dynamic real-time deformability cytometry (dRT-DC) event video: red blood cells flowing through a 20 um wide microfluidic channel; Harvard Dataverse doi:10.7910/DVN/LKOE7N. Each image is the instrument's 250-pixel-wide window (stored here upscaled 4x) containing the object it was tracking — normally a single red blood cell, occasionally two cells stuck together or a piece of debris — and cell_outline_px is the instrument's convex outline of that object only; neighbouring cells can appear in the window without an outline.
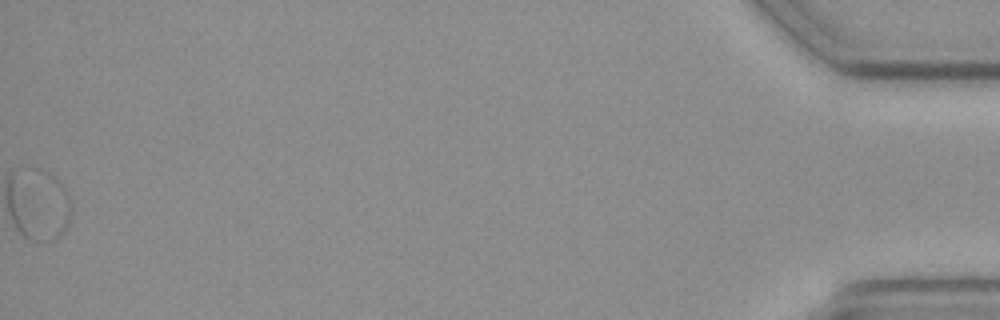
{"species": "common noctule bat (a hibernating species)", "species_latin": "Nyctalus noctula", "temperature_condition": "cold", "stored_images_in_passage": 57, "segment_of_instrument_passage": [2, 2], "camera_frame_rate_fps": 3000, "um_per_image_px": 0.085, "animal": {"sex": "female", "body_mass_g": 19.3, "forearm_length_mm": 54.1}, "frame": {"image": 1, "passage_image": 57, "time_ms": 18.667, "image_size_px": [1000, 320], "cell_outline_px": [[72, 212], [68, 224], [64, 232], [52, 240], [48, 240], [36, 168], [40, 168], [48, 172], [60, 180], [68, 192], [72, 204]], "centroid_in_image_um": [4.61, 17.32], "position_along_channel_um": 430.6, "area_um2": 11.56}}